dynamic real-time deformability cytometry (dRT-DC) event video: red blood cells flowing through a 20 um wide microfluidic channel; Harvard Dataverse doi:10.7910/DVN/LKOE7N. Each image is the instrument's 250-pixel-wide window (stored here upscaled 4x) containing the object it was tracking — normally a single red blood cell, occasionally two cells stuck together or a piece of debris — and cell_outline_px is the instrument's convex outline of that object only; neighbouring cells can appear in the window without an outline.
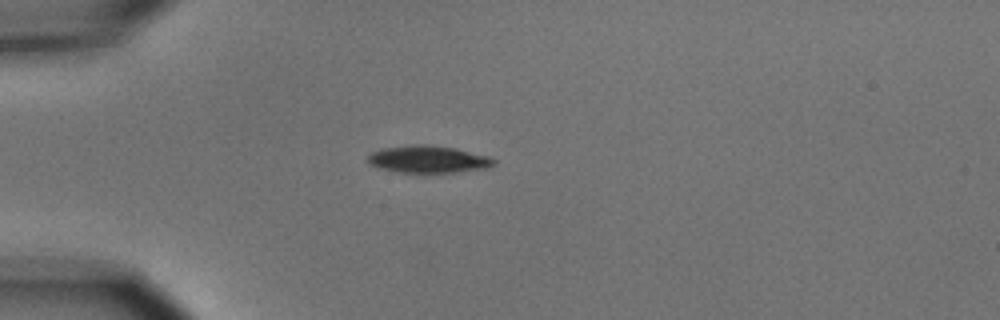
{"species": "common noctule bat (a hibernating species)", "species_latin": "Nyctalus noctula", "temperature_condition": "cold", "stored_images_in_passage": 4, "camera_frame_rate_fps": 3000, "um_per_image_px": 0.085, "animal": {"sex": "male", "body_mass_g": 15.6}, "frame": {"image": 1, "passage_image": 1, "time_ms": 0.0, "image_size_px": [1000, 320], "cell_outline_px": [[496, 164], [488, 168], [456, 172], [396, 172], [380, 168], [364, 160], [372, 152], [384, 148], [416, 144], [432, 144], [456, 148], [488, 156], [496, 160]], "centroid_in_image_um": [36.42, 13.53], "position_along_channel_um": 48.6, "area_um2": 20.06}}
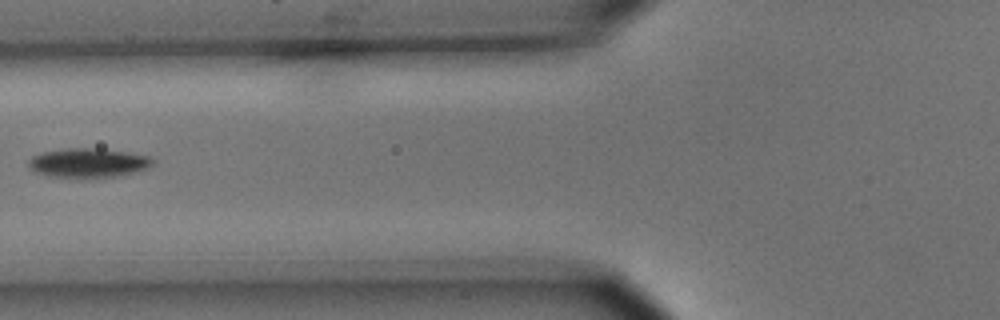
{"frame": {"image": 2, "passage_image": 3, "time_ms": 2.333, "image_size_px": [1000, 320], "cell_outline_px": [[156, 160], [152, 164], [144, 168], [132, 172], [116, 176], [52, 176], [36, 172], [28, 164], [28, 160], [32, 156], [44, 152], [64, 148], [100, 148], [148, 156]], "centroid_in_image_um": [7.48, 13.81], "position_along_channel_um": 118.3, "area_um2": 20.4}}
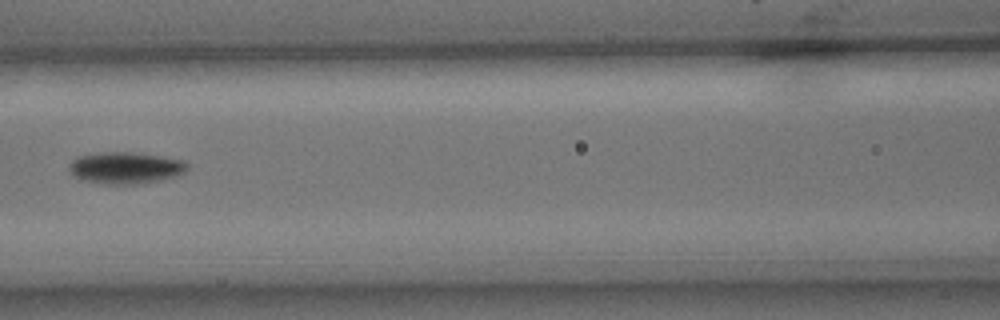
{"frame": {"image": 3, "passage_image": 4, "time_ms": 3.333, "image_size_px": [1000, 320], "cell_outline_px": [[188, 168], [184, 172], [160, 180], [132, 184], [104, 184], [84, 180], [72, 176], [68, 168], [68, 164], [76, 156], [104, 152], [128, 152], [160, 156], [184, 160], [188, 164]], "centroid_in_image_um": [10.61, 14.26], "position_along_channel_um": 156.0, "area_um2": 21.73}}